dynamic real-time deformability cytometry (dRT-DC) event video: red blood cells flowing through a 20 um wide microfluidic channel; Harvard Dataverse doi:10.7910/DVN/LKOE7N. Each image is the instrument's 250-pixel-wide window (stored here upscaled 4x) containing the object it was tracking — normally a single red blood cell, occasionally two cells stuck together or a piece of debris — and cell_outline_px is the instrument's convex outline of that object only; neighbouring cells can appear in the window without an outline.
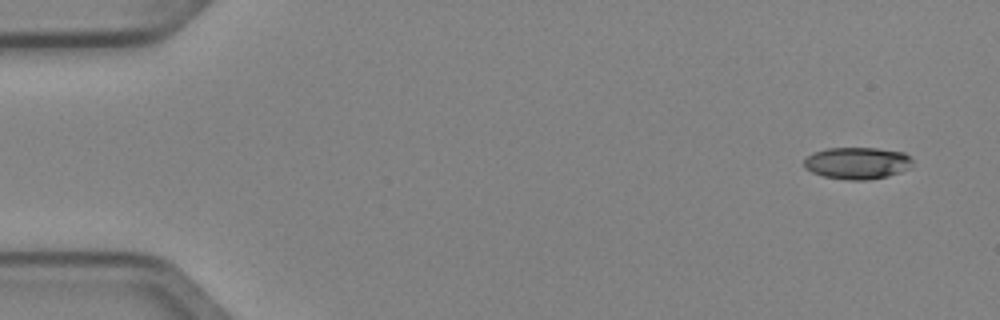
{"species": "Egyptian fruit bat (a non-hibernating species)", "species_latin": "Rousettus aegyptiacus", "temperature_condition": "cold", "stored_images_in_passage": 5, "camera_frame_rate_fps": 3000, "um_per_image_px": 0.085, "animal": {"sex": "female"}, "frame": {"image": 1, "passage_image": 1, "time_ms": 0.0, "image_size_px": [1000, 320], "cell_outline_px": [[912, 168], [888, 176], [868, 180], [848, 180], [824, 176], [812, 172], [804, 168], [804, 160], [812, 152], [828, 148], [876, 148], [904, 152], [912, 160]], "centroid_in_image_um": [72.87, 13.86], "position_along_channel_um": 12.1, "area_um2": 20.29}}
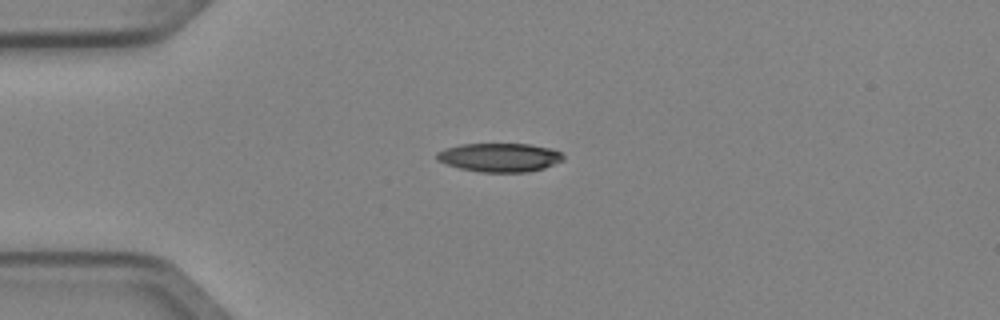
{"frame": {"image": 2, "passage_image": 4, "time_ms": 1.0, "image_size_px": [1000, 320], "cell_outline_px": [[564, 160], [544, 168], [528, 172], [480, 172], [460, 168], [436, 160], [436, 152], [444, 148], [460, 144], [528, 144], [552, 148], [560, 152], [564, 156]], "centroid_in_image_um": [42.46, 13.38], "position_along_channel_um": 42.5, "area_um2": 21.27}}